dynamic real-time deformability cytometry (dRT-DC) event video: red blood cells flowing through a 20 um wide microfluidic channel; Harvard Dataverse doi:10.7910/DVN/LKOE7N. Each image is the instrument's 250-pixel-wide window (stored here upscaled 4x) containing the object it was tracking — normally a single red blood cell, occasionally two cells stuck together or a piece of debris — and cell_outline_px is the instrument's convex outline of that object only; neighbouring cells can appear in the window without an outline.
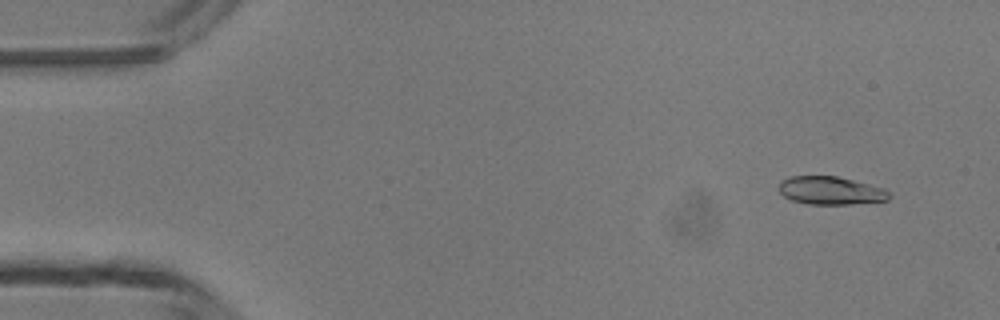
{"species": "common noctule bat (a hibernating species)", "species_latin": "Nyctalus noctula", "temperature_condition": "room temperature", "stored_images_in_passage": 6, "camera_frame_rate_fps": 3000, "um_per_image_px": 0.085, "animal": {"sex": "male", "body_mass_g": 13.3}, "frame": {"image": 1, "passage_image": 1, "time_ms": 0.0, "image_size_px": [1000, 320], "cell_outline_px": [[892, 196], [888, 200], [852, 204], [808, 204], [792, 200], [784, 196], [780, 192], [780, 180], [788, 176], [836, 176], [884, 188], [892, 192]], "centroid_in_image_um": [70.63, 16.2], "position_along_channel_um": 14.4, "area_um2": 18.09}}
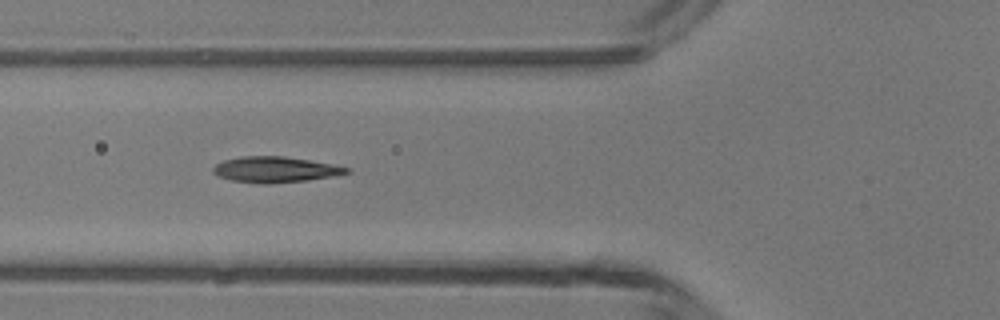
{"frame": {"image": 2, "passage_image": 5, "time_ms": 4.667, "image_size_px": [1000, 320], "cell_outline_px": [[352, 172], [336, 176], [308, 180], [268, 184], [260, 184], [232, 180], [220, 176], [212, 172], [212, 168], [216, 164], [224, 160], [240, 156], [284, 156], [332, 164], [348, 168]], "centroid_in_image_um": [23.4, 14.41], "position_along_channel_um": 102.4, "area_um2": 20.06}}
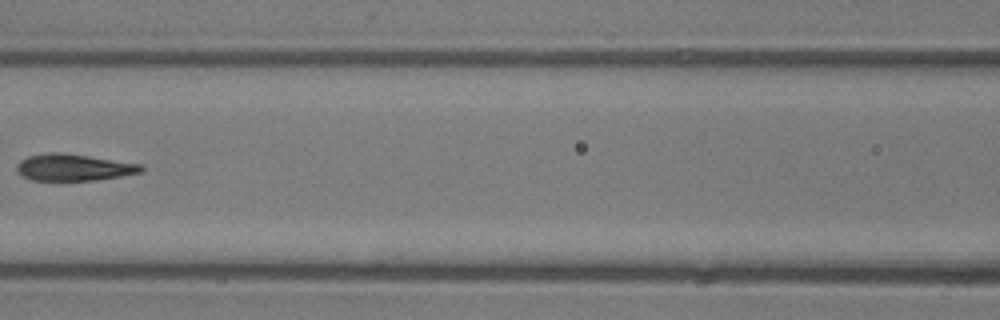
{"frame": {"image": 3, "passage_image": 6, "time_ms": 6.0, "image_size_px": [1000, 320], "cell_outline_px": [[144, 172], [96, 180], [32, 180], [16, 172], [16, 164], [20, 160], [28, 156], [52, 152], [60, 152], [88, 156], [140, 164], [144, 168]], "centroid_in_image_um": [6.24, 14.23], "position_along_channel_um": 160.4, "area_um2": 19.25}}